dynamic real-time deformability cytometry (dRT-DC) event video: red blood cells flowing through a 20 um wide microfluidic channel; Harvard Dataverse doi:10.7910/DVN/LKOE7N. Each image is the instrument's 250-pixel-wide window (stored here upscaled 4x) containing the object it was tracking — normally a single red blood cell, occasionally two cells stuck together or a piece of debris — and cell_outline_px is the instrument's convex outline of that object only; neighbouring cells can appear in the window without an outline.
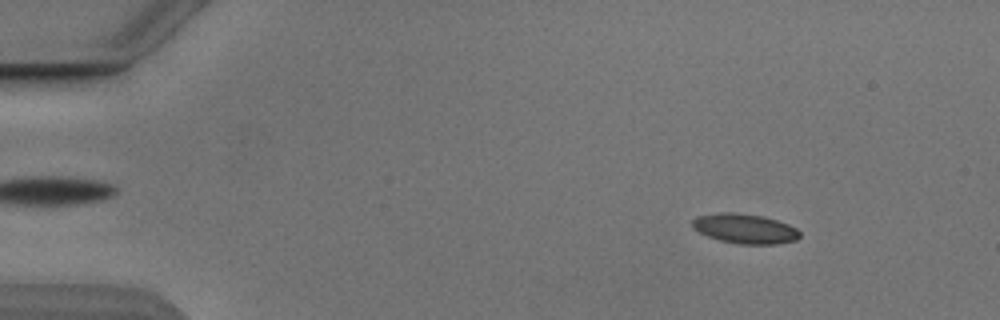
{"species": "Egyptian fruit bat (a non-hibernating species)", "species_latin": "Rousettus aegyptiacus", "temperature_condition": "cold", "stored_images_in_passage": 53, "camera_frame_rate_fps": 3000, "um_per_image_px": 0.085, "animal": {"sex": "male"}, "frame": {"image": 1, "passage_image": 7, "time_ms": 2.0, "image_size_px": [1000, 320], "cell_outline_px": [[800, 236], [796, 240], [776, 244], [736, 244], [720, 240], [708, 236], [692, 228], [692, 220], [700, 216], [760, 216], [776, 220], [788, 224], [796, 228], [800, 232]], "centroid_in_image_um": [63.4, 19.52], "position_along_channel_um": 21.6, "area_um2": 17.4}}
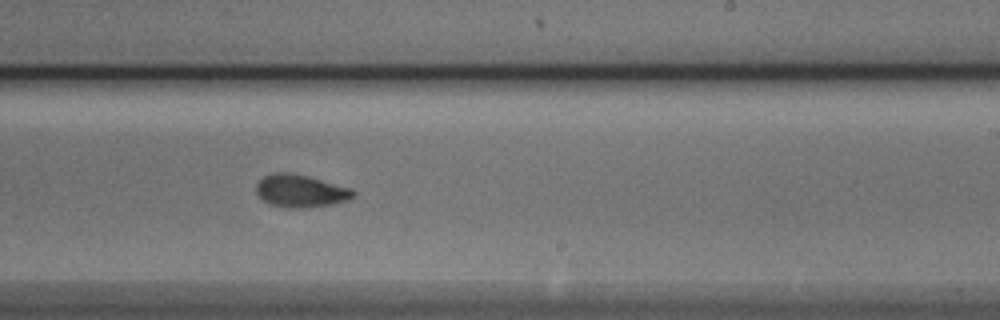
{"frame": {"image": 2, "passage_image": 33, "time_ms": 10.667, "image_size_px": [1000, 320], "cell_outline_px": [[356, 196], [348, 200], [332, 204], [300, 208], [288, 208], [268, 204], [256, 192], [256, 184], [264, 176], [276, 172], [288, 172], [308, 176], [352, 188], [356, 192]], "centroid_in_image_um": [25.57, 16.23], "position_along_channel_um": 263.4, "area_um2": 18.5}}
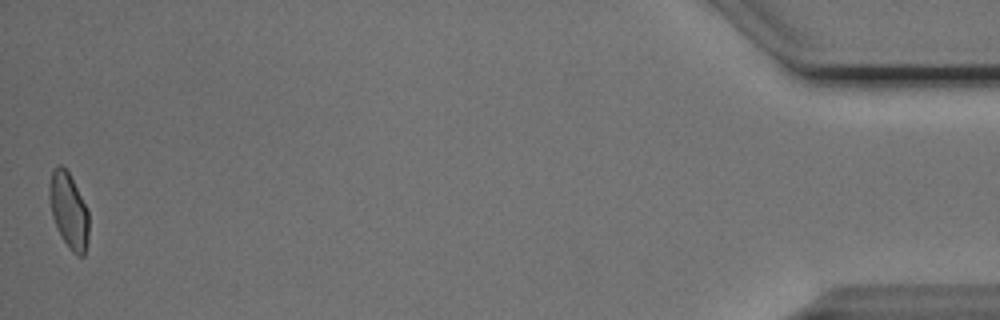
{"frame": {"image": 3, "passage_image": 53, "time_ms": 17.333, "image_size_px": [1000, 320], "cell_outline_px": [[88, 240], [84, 256], [76, 256], [72, 252], [64, 240], [52, 216], [48, 196], [48, 188], [52, 172], [60, 164], [68, 172], [88, 212]], "centroid_in_image_um": [5.83, 17.93], "position_along_channel_um": 429.4, "area_um2": 16.88}, "authors_computed_cell_mechanics": {"area_um2": 18.1492, "velocity_mm_per_s": 3.865, "shape_relaxation_time_tau1_ms": 4.5409, "shape_relaxation_time_tau2_ms": 1.3022, "deformation_change_tau1": 0.1393, "deformation_change_tau2": 0.0571}}